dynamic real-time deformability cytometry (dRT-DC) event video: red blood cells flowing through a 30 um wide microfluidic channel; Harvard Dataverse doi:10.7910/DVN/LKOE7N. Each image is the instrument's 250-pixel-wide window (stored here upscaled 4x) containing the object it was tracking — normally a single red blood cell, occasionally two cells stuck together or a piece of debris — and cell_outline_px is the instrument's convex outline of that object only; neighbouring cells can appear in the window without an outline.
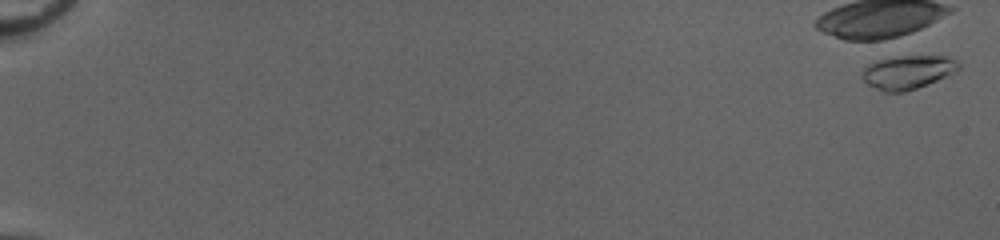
{"species": "common noctule bat (a hibernating species)", "species_latin": "Nyctalus noctula", "temperature_condition": "cold", "stored_images_in_passage": 4, "camera_frame_rate_fps": 3000, "um_per_image_px": 0.085, "animal": {"sex": "female", "body_mass_g": 20.0, "forearm_length_mm": 54.0}, "frame": {"image": 1, "passage_image": 2, "time_ms": 0.333, "image_size_px": [1000, 240], "cell_outline_px": [[960, 68], [956, 72], [928, 84], [904, 92], [884, 92], [868, 84], [860, 76], [864, 68], [868, 64], [884, 56], [948, 56], [956, 60], [960, 64]], "centroid_in_image_um": [77.15, 6.11], "position_along_channel_um": 7.9, "area_um2": 19.19}}